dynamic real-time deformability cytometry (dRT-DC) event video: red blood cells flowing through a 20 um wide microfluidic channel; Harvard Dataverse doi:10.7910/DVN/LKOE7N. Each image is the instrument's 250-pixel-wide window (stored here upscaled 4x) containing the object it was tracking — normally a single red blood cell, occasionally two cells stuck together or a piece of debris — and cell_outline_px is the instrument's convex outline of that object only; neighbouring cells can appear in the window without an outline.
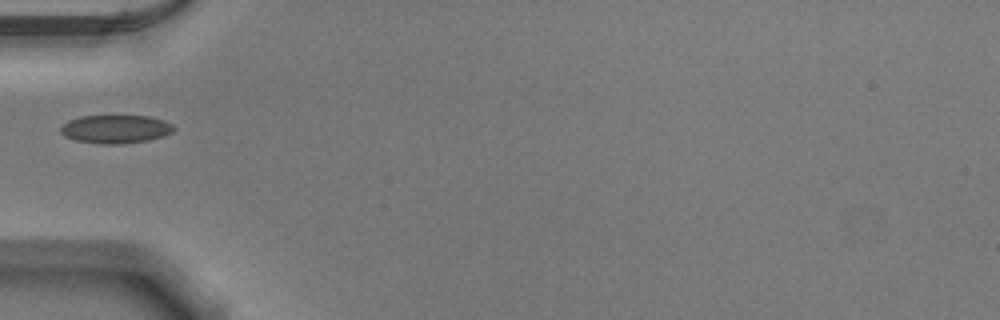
{"species": "Egyptian fruit bat (a non-hibernating species)", "species_latin": "Rousettus aegyptiacus", "temperature_condition": "warm", "stored_images_in_passage": 23, "camera_frame_rate_fps": 3000, "um_per_image_px": 0.085, "animal": {"sex": "male"}, "frame": {"image": 1, "passage_image": 1, "time_ms": 0.0, "image_size_px": [1000, 320], "cell_outline_px": [[176, 128], [172, 132], [164, 136], [148, 140], [120, 144], [100, 144], [76, 140], [64, 136], [60, 132], [60, 128], [68, 120], [80, 116], [148, 116], [164, 120], [172, 124]], "centroid_in_image_um": [9.83, 10.97], "position_along_channel_um": 75.2, "area_um2": 18.73}}